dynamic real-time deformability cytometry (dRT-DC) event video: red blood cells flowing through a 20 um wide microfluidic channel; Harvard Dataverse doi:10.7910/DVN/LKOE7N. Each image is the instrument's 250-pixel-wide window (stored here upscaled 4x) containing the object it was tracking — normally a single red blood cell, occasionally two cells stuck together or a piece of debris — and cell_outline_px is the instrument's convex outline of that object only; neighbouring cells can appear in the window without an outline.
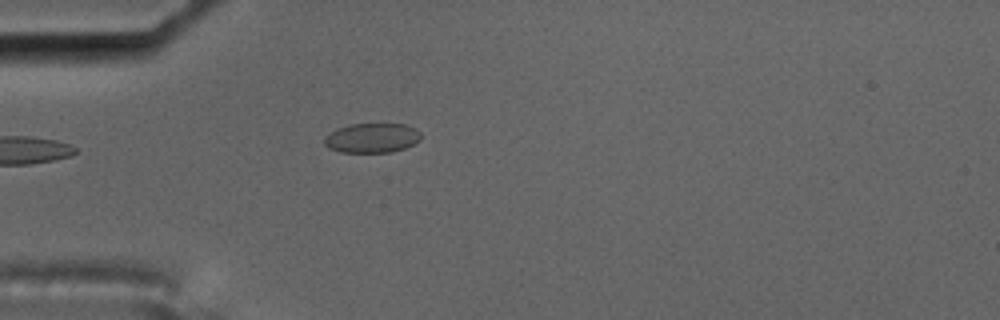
{"species": "common noctule bat (a hibernating species)", "species_latin": "Nyctalus noctula", "temperature_condition": "cold", "stored_images_in_passage": 3, "camera_frame_rate_fps": 3000, "um_per_image_px": 0.085, "animal": {"sex": "male", "body_mass_g": 17.5, "forearm_length_mm": 52.3}, "frame": {"image": 1, "passage_image": 3, "time_ms": 0.667, "image_size_px": [1000, 320], "cell_outline_px": [[420, 140], [404, 148], [392, 152], [340, 152], [328, 148], [324, 144], [324, 136], [336, 128], [348, 124], [408, 124], [420, 132]], "centroid_in_image_um": [31.58, 11.72], "position_along_channel_um": 53.4, "area_um2": 16.76}}